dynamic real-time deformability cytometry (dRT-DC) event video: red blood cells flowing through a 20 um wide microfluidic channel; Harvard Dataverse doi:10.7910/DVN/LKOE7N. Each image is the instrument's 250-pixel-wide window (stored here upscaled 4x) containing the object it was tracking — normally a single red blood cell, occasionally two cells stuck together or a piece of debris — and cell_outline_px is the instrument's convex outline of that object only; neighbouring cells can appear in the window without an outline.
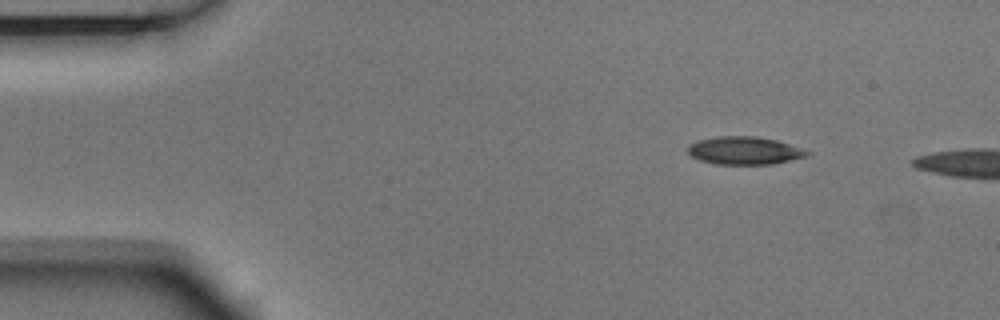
{"species": "Egyptian fruit bat (a non-hibernating species)", "species_latin": "Rousettus aegyptiacus", "temperature_condition": "room temperature", "stored_images_in_passage": 3, "camera_frame_rate_fps": 3000, "um_per_image_px": 0.085, "animal": {"sex": "male"}, "frame": {"image": 1, "passage_image": 1, "time_ms": 0.0, "image_size_px": [1000, 320], "cell_outline_px": [[812, 152], [808, 156], [772, 164], [716, 164], [700, 160], [692, 156], [688, 152], [688, 144], [696, 140], [716, 136], [756, 136], [776, 140], [804, 148]], "centroid_in_image_um": [63.29, 12.79], "position_along_channel_um": 21.7, "area_um2": 19.54}}